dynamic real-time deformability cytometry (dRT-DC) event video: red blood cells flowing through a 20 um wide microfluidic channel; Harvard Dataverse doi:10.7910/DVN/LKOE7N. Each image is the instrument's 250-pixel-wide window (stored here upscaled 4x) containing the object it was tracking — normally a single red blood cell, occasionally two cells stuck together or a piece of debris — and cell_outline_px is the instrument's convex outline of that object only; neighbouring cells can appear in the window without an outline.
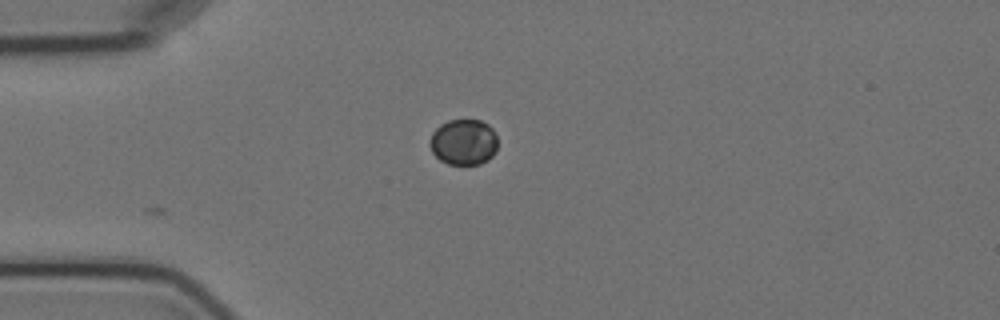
{"species": "Egyptian fruit bat (a non-hibernating species)", "species_latin": "Rousettus aegyptiacus", "temperature_condition": "cold", "stored_images_in_passage": 2, "camera_frame_rate_fps": 3000, "um_per_image_px": 0.085, "animal": {"sex": "female"}, "frame": {"image": 1, "passage_image": 2, "time_ms": 1.333, "image_size_px": [1000, 320], "cell_outline_px": [[496, 152], [488, 160], [480, 164], [448, 164], [440, 160], [432, 152], [428, 144], [432, 132], [440, 124], [448, 120], [480, 120], [488, 124], [496, 132]], "centroid_in_image_um": [39.4, 12.07], "position_along_channel_um": 45.6, "area_um2": 18.32}}